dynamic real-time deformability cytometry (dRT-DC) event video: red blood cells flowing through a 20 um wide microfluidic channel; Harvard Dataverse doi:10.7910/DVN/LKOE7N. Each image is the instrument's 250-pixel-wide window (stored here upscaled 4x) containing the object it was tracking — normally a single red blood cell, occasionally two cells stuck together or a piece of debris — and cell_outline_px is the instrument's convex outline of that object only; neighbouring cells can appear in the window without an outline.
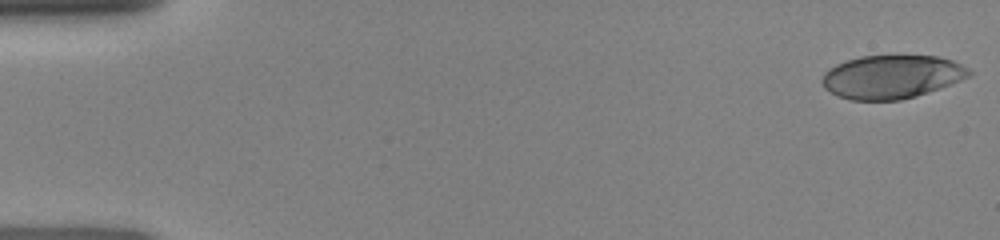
{"species": "human", "species_latin": "Homo sapiens", "temperature_condition": "room temperature", "stored_images_in_passage": 47, "camera_frame_rate_fps": 3000, "um_per_image_px": 0.085, "donor": {"sex": "female"}, "frame": {"image": 1, "passage_image": 1, "time_ms": 0.0, "image_size_px": [1000, 240], "cell_outline_px": [[972, 76], [940, 88], [916, 96], [900, 100], [852, 100], [840, 96], [824, 88], [820, 80], [824, 72], [828, 68], [836, 64], [860, 56], [936, 56], [952, 60], [968, 68], [972, 72]], "centroid_in_image_um": [75.79, 6.53], "position_along_channel_um": 9.2, "area_um2": 37.17}}
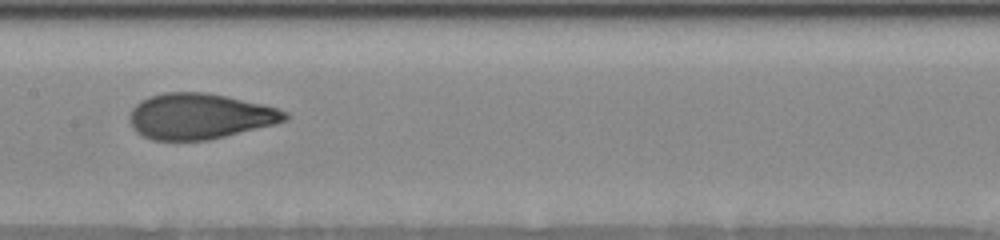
{"frame": {"image": 2, "passage_image": 24, "time_ms": 7.667, "image_size_px": [1000, 240], "cell_outline_px": [[288, 120], [276, 124], [208, 140], [152, 140], [136, 132], [132, 128], [132, 108], [140, 100], [148, 96], [164, 92], [204, 92], [224, 96], [260, 104], [276, 108], [288, 112]], "centroid_in_image_um": [16.97, 9.88], "position_along_channel_um": 190.4, "area_um2": 41.04}}
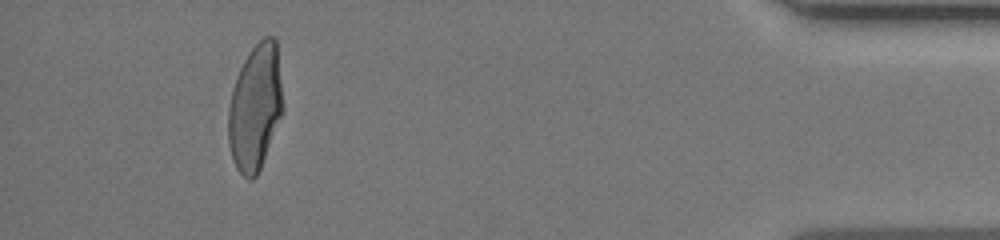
{"frame": {"image": 3, "passage_image": 44, "time_ms": 14.333, "image_size_px": [1000, 240], "cell_outline_px": [[284, 112], [260, 168], [256, 176], [252, 180], [248, 180], [236, 168], [232, 156], [228, 140], [228, 108], [232, 92], [240, 68], [248, 52], [264, 36], [272, 36], [276, 40], [284, 108]], "centroid_in_image_um": [21.71, 9.13], "position_along_channel_um": 413.5, "area_um2": 40.11}}